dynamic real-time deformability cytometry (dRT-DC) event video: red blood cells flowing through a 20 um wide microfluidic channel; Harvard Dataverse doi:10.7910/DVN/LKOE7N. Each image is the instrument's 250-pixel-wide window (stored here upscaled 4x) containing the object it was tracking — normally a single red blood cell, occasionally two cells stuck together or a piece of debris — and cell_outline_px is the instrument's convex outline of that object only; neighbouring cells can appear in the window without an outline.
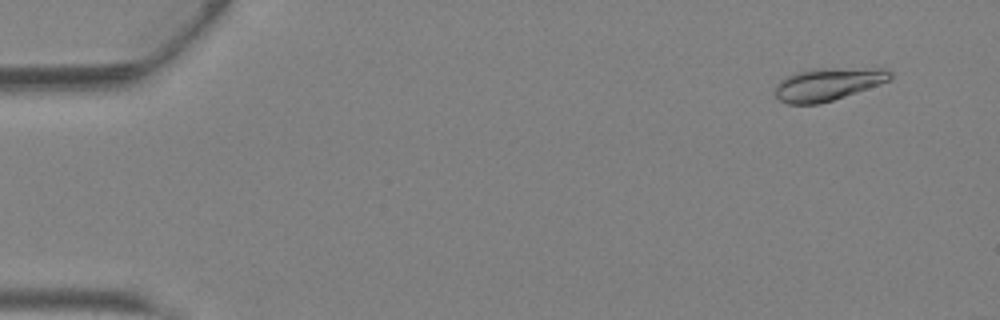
{"species": "Egyptian fruit bat (a non-hibernating species)", "species_latin": "Rousettus aegyptiacus", "temperature_condition": "warm", "stored_images_in_passage": 13, "camera_frame_rate_fps": 3000, "um_per_image_px": 0.085, "animal": {"sex": "female"}, "frame": {"image": 1, "passage_image": 4, "time_ms": 1.0, "image_size_px": [1000, 320], "cell_outline_px": [[892, 76], [888, 80], [880, 84], [820, 104], [788, 104], [780, 100], [776, 96], [776, 88], [780, 80], [784, 76], [796, 72], [812, 68], [880, 64], [892, 72]], "centroid_in_image_um": [70.49, 7.07], "position_along_channel_um": 14.5, "area_um2": 23.0}}